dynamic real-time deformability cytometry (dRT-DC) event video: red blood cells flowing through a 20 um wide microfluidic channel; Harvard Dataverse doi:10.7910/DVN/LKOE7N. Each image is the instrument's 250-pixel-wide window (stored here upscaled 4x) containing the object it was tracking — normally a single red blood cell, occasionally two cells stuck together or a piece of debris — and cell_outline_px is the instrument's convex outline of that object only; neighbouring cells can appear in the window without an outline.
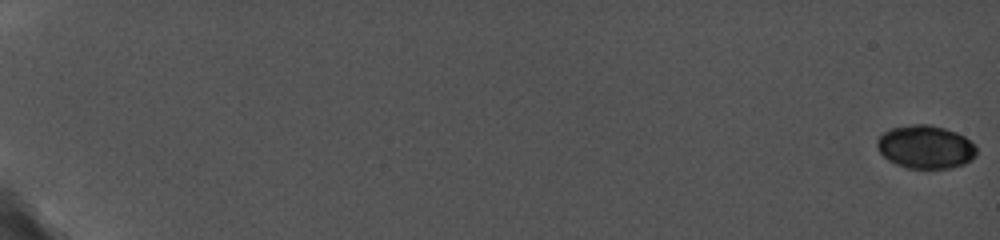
{"species": "common noctule bat (a hibernating species)", "species_latin": "Nyctalus noctula", "temperature_condition": "cold", "stored_images_in_passage": 49, "camera_frame_rate_fps": 5000, "um_per_image_px": 0.085, "animal": {"sex": "female", "body_mass_g": 19.0, "forearm_length_mm": 56.7}, "frame": {"image": 1, "passage_image": 1, "time_ms": 0.0, "image_size_px": [1000, 240], "cell_outline_px": [[976, 156], [972, 160], [964, 164], [948, 168], [908, 168], [896, 164], [888, 160], [880, 152], [876, 144], [876, 140], [884, 132], [892, 128], [912, 124], [928, 124], [944, 128], [956, 132], [964, 136], [976, 148]], "centroid_in_image_um": [78.66, 12.49], "position_along_channel_um": 6.3, "area_um2": 24.91}}
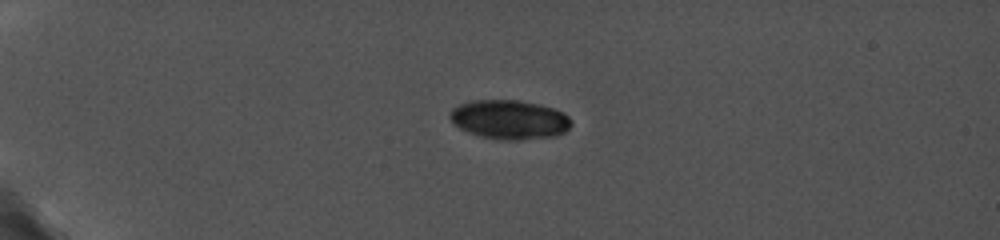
{"frame": {"image": 2, "passage_image": 35, "time_ms": 5.6, "image_size_px": [1000, 240], "cell_outline_px": [[572, 124], [564, 132], [556, 136], [520, 140], [500, 140], [480, 136], [468, 132], [460, 128], [448, 116], [452, 108], [460, 104], [472, 100], [520, 100], [540, 104], [564, 112], [572, 120]], "centroid_in_image_um": [43.32, 10.16], "position_along_channel_um": 41.7, "area_um2": 27.86}}